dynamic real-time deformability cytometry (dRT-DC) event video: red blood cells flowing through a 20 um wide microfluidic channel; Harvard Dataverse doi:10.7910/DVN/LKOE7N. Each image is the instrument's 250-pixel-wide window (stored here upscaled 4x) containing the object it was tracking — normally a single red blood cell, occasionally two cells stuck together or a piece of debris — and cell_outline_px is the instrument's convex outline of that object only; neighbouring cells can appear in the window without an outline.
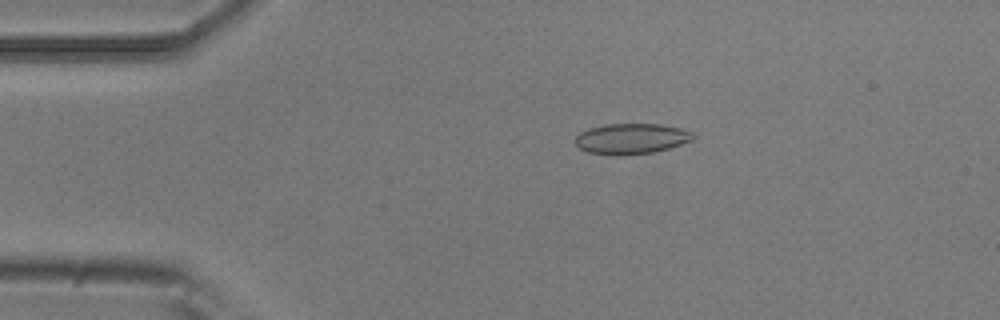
{"species": "common noctule bat (a hibernating species)", "species_latin": "Nyctalus noctula", "temperature_condition": "room temperature", "stored_images_in_passage": 4, "camera_frame_rate_fps": 3000, "um_per_image_px": 0.085, "animal": {"sex": "male", "body_mass_g": 20.5, "forearm_length_mm": 52.5}, "frame": {"image": 1, "passage_image": 3, "time_ms": 0.667, "image_size_px": [1000, 320], "cell_outline_px": [[696, 136], [692, 140], [668, 148], [652, 152], [588, 152], [580, 148], [576, 144], [576, 136], [580, 132], [588, 128], [604, 124], [660, 124], [680, 128], [692, 132]], "centroid_in_image_um": [53.69, 11.72], "position_along_channel_um": 31.3, "area_um2": 20.0}}